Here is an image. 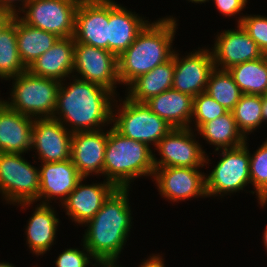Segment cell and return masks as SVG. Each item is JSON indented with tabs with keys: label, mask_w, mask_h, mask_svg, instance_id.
<instances>
[{
	"label": "cell",
	"mask_w": 267,
	"mask_h": 267,
	"mask_svg": "<svg viewBox=\"0 0 267 267\" xmlns=\"http://www.w3.org/2000/svg\"><path fill=\"white\" fill-rule=\"evenodd\" d=\"M0 267H14V265L8 262H0Z\"/></svg>",
	"instance_id": "obj_43"
},
{
	"label": "cell",
	"mask_w": 267,
	"mask_h": 267,
	"mask_svg": "<svg viewBox=\"0 0 267 267\" xmlns=\"http://www.w3.org/2000/svg\"><path fill=\"white\" fill-rule=\"evenodd\" d=\"M41 166L38 168L40 169L39 200L43 199L41 204H49L51 199L57 200L58 198L62 204L83 179L71 159L41 163Z\"/></svg>",
	"instance_id": "obj_18"
},
{
	"label": "cell",
	"mask_w": 267,
	"mask_h": 267,
	"mask_svg": "<svg viewBox=\"0 0 267 267\" xmlns=\"http://www.w3.org/2000/svg\"><path fill=\"white\" fill-rule=\"evenodd\" d=\"M83 178L62 203L66 215L79 225L86 224L102 208L104 201L116 189L109 181L83 185Z\"/></svg>",
	"instance_id": "obj_19"
},
{
	"label": "cell",
	"mask_w": 267,
	"mask_h": 267,
	"mask_svg": "<svg viewBox=\"0 0 267 267\" xmlns=\"http://www.w3.org/2000/svg\"><path fill=\"white\" fill-rule=\"evenodd\" d=\"M21 155L0 152V193L8 203L25 209L39 201L40 177L39 169Z\"/></svg>",
	"instance_id": "obj_7"
},
{
	"label": "cell",
	"mask_w": 267,
	"mask_h": 267,
	"mask_svg": "<svg viewBox=\"0 0 267 267\" xmlns=\"http://www.w3.org/2000/svg\"><path fill=\"white\" fill-rule=\"evenodd\" d=\"M109 0H81L75 16V43L108 50Z\"/></svg>",
	"instance_id": "obj_14"
},
{
	"label": "cell",
	"mask_w": 267,
	"mask_h": 267,
	"mask_svg": "<svg viewBox=\"0 0 267 267\" xmlns=\"http://www.w3.org/2000/svg\"><path fill=\"white\" fill-rule=\"evenodd\" d=\"M16 38V16L0 33V78L9 80L25 72Z\"/></svg>",
	"instance_id": "obj_29"
},
{
	"label": "cell",
	"mask_w": 267,
	"mask_h": 267,
	"mask_svg": "<svg viewBox=\"0 0 267 267\" xmlns=\"http://www.w3.org/2000/svg\"><path fill=\"white\" fill-rule=\"evenodd\" d=\"M74 45L73 37L59 38L48 51L33 61L27 70L35 76L64 81L73 73Z\"/></svg>",
	"instance_id": "obj_22"
},
{
	"label": "cell",
	"mask_w": 267,
	"mask_h": 267,
	"mask_svg": "<svg viewBox=\"0 0 267 267\" xmlns=\"http://www.w3.org/2000/svg\"><path fill=\"white\" fill-rule=\"evenodd\" d=\"M17 1H21L22 4H20V6L22 5V7L19 6V8H15L17 7L15 5V2L17 3ZM29 0H0V8L3 10H6L10 13H12L14 16H17L18 14H21V11L24 9V7L26 6L27 2ZM14 3V4H13ZM18 12H17V11Z\"/></svg>",
	"instance_id": "obj_37"
},
{
	"label": "cell",
	"mask_w": 267,
	"mask_h": 267,
	"mask_svg": "<svg viewBox=\"0 0 267 267\" xmlns=\"http://www.w3.org/2000/svg\"><path fill=\"white\" fill-rule=\"evenodd\" d=\"M10 79L15 81L11 101H4L9 108L34 119L53 117L61 82L35 76L28 70Z\"/></svg>",
	"instance_id": "obj_5"
},
{
	"label": "cell",
	"mask_w": 267,
	"mask_h": 267,
	"mask_svg": "<svg viewBox=\"0 0 267 267\" xmlns=\"http://www.w3.org/2000/svg\"><path fill=\"white\" fill-rule=\"evenodd\" d=\"M71 76L74 82L69 85L61 82L52 118L65 127L71 125V133L100 130L105 123L112 124V106L114 101L118 102L115 94L101 85Z\"/></svg>",
	"instance_id": "obj_1"
},
{
	"label": "cell",
	"mask_w": 267,
	"mask_h": 267,
	"mask_svg": "<svg viewBox=\"0 0 267 267\" xmlns=\"http://www.w3.org/2000/svg\"><path fill=\"white\" fill-rule=\"evenodd\" d=\"M17 47L23 64H30L48 51L60 38L56 34L34 28L24 23L16 16Z\"/></svg>",
	"instance_id": "obj_26"
},
{
	"label": "cell",
	"mask_w": 267,
	"mask_h": 267,
	"mask_svg": "<svg viewBox=\"0 0 267 267\" xmlns=\"http://www.w3.org/2000/svg\"><path fill=\"white\" fill-rule=\"evenodd\" d=\"M205 92L227 111L233 110L242 95L229 71L217 68L212 71Z\"/></svg>",
	"instance_id": "obj_30"
},
{
	"label": "cell",
	"mask_w": 267,
	"mask_h": 267,
	"mask_svg": "<svg viewBox=\"0 0 267 267\" xmlns=\"http://www.w3.org/2000/svg\"><path fill=\"white\" fill-rule=\"evenodd\" d=\"M14 15L0 8V33L13 20Z\"/></svg>",
	"instance_id": "obj_39"
},
{
	"label": "cell",
	"mask_w": 267,
	"mask_h": 267,
	"mask_svg": "<svg viewBox=\"0 0 267 267\" xmlns=\"http://www.w3.org/2000/svg\"><path fill=\"white\" fill-rule=\"evenodd\" d=\"M189 2H192V3H206L207 1L209 2V0H188Z\"/></svg>",
	"instance_id": "obj_44"
},
{
	"label": "cell",
	"mask_w": 267,
	"mask_h": 267,
	"mask_svg": "<svg viewBox=\"0 0 267 267\" xmlns=\"http://www.w3.org/2000/svg\"><path fill=\"white\" fill-rule=\"evenodd\" d=\"M263 241H264V246L267 250V227L266 229L264 230V234H263Z\"/></svg>",
	"instance_id": "obj_42"
},
{
	"label": "cell",
	"mask_w": 267,
	"mask_h": 267,
	"mask_svg": "<svg viewBox=\"0 0 267 267\" xmlns=\"http://www.w3.org/2000/svg\"><path fill=\"white\" fill-rule=\"evenodd\" d=\"M72 133L54 118H35L31 148L37 150L41 163L70 159Z\"/></svg>",
	"instance_id": "obj_15"
},
{
	"label": "cell",
	"mask_w": 267,
	"mask_h": 267,
	"mask_svg": "<svg viewBox=\"0 0 267 267\" xmlns=\"http://www.w3.org/2000/svg\"><path fill=\"white\" fill-rule=\"evenodd\" d=\"M150 110L164 119L173 129L190 128L193 97L173 88L151 97L145 102Z\"/></svg>",
	"instance_id": "obj_23"
},
{
	"label": "cell",
	"mask_w": 267,
	"mask_h": 267,
	"mask_svg": "<svg viewBox=\"0 0 267 267\" xmlns=\"http://www.w3.org/2000/svg\"><path fill=\"white\" fill-rule=\"evenodd\" d=\"M34 118L0 106V152L21 153L30 151Z\"/></svg>",
	"instance_id": "obj_21"
},
{
	"label": "cell",
	"mask_w": 267,
	"mask_h": 267,
	"mask_svg": "<svg viewBox=\"0 0 267 267\" xmlns=\"http://www.w3.org/2000/svg\"><path fill=\"white\" fill-rule=\"evenodd\" d=\"M176 22L173 17L149 22L137 35L136 40L117 57L118 78L121 84L129 86L139 76L172 58Z\"/></svg>",
	"instance_id": "obj_3"
},
{
	"label": "cell",
	"mask_w": 267,
	"mask_h": 267,
	"mask_svg": "<svg viewBox=\"0 0 267 267\" xmlns=\"http://www.w3.org/2000/svg\"><path fill=\"white\" fill-rule=\"evenodd\" d=\"M148 23L135 12L109 0L108 51L119 57Z\"/></svg>",
	"instance_id": "obj_20"
},
{
	"label": "cell",
	"mask_w": 267,
	"mask_h": 267,
	"mask_svg": "<svg viewBox=\"0 0 267 267\" xmlns=\"http://www.w3.org/2000/svg\"><path fill=\"white\" fill-rule=\"evenodd\" d=\"M4 103V100L0 99V106Z\"/></svg>",
	"instance_id": "obj_45"
},
{
	"label": "cell",
	"mask_w": 267,
	"mask_h": 267,
	"mask_svg": "<svg viewBox=\"0 0 267 267\" xmlns=\"http://www.w3.org/2000/svg\"><path fill=\"white\" fill-rule=\"evenodd\" d=\"M174 70L175 51L170 60L135 79L128 86L126 96L132 101L145 103L151 97L171 89Z\"/></svg>",
	"instance_id": "obj_25"
},
{
	"label": "cell",
	"mask_w": 267,
	"mask_h": 267,
	"mask_svg": "<svg viewBox=\"0 0 267 267\" xmlns=\"http://www.w3.org/2000/svg\"><path fill=\"white\" fill-rule=\"evenodd\" d=\"M50 204H37L34 213L29 218L25 234L28 247L35 255H44L50 250L56 239L59 219Z\"/></svg>",
	"instance_id": "obj_24"
},
{
	"label": "cell",
	"mask_w": 267,
	"mask_h": 267,
	"mask_svg": "<svg viewBox=\"0 0 267 267\" xmlns=\"http://www.w3.org/2000/svg\"><path fill=\"white\" fill-rule=\"evenodd\" d=\"M238 130L247 138L262 124V95L242 94L231 111Z\"/></svg>",
	"instance_id": "obj_31"
},
{
	"label": "cell",
	"mask_w": 267,
	"mask_h": 267,
	"mask_svg": "<svg viewBox=\"0 0 267 267\" xmlns=\"http://www.w3.org/2000/svg\"><path fill=\"white\" fill-rule=\"evenodd\" d=\"M74 72L79 79L101 85L114 94L118 78L117 57L110 51L83 43L74 45ZM82 76V77H81ZM81 77V78H80Z\"/></svg>",
	"instance_id": "obj_11"
},
{
	"label": "cell",
	"mask_w": 267,
	"mask_h": 267,
	"mask_svg": "<svg viewBox=\"0 0 267 267\" xmlns=\"http://www.w3.org/2000/svg\"><path fill=\"white\" fill-rule=\"evenodd\" d=\"M72 133L70 159L83 178L90 174L104 176L105 149L108 130Z\"/></svg>",
	"instance_id": "obj_17"
},
{
	"label": "cell",
	"mask_w": 267,
	"mask_h": 267,
	"mask_svg": "<svg viewBox=\"0 0 267 267\" xmlns=\"http://www.w3.org/2000/svg\"><path fill=\"white\" fill-rule=\"evenodd\" d=\"M118 109L112 110V125L122 135L148 146H157L158 142L173 128L145 103L130 100L127 96ZM122 105V106H121ZM118 110V111H117ZM118 113H117V112Z\"/></svg>",
	"instance_id": "obj_6"
},
{
	"label": "cell",
	"mask_w": 267,
	"mask_h": 267,
	"mask_svg": "<svg viewBox=\"0 0 267 267\" xmlns=\"http://www.w3.org/2000/svg\"><path fill=\"white\" fill-rule=\"evenodd\" d=\"M151 146L120 134L113 126L108 130L104 176L116 188H130L132 180L154 175Z\"/></svg>",
	"instance_id": "obj_4"
},
{
	"label": "cell",
	"mask_w": 267,
	"mask_h": 267,
	"mask_svg": "<svg viewBox=\"0 0 267 267\" xmlns=\"http://www.w3.org/2000/svg\"><path fill=\"white\" fill-rule=\"evenodd\" d=\"M162 256L153 254L147 260H144L139 267H165Z\"/></svg>",
	"instance_id": "obj_38"
},
{
	"label": "cell",
	"mask_w": 267,
	"mask_h": 267,
	"mask_svg": "<svg viewBox=\"0 0 267 267\" xmlns=\"http://www.w3.org/2000/svg\"><path fill=\"white\" fill-rule=\"evenodd\" d=\"M249 173L257 200L263 207L267 203V140L251 155L249 151Z\"/></svg>",
	"instance_id": "obj_32"
},
{
	"label": "cell",
	"mask_w": 267,
	"mask_h": 267,
	"mask_svg": "<svg viewBox=\"0 0 267 267\" xmlns=\"http://www.w3.org/2000/svg\"><path fill=\"white\" fill-rule=\"evenodd\" d=\"M192 130V127L174 128L166 134L155 148L161 159L157 160L153 154L154 167L200 168L206 166L209 163L208 156L206 157L207 154L202 149V145L194 139L197 134L194 135Z\"/></svg>",
	"instance_id": "obj_10"
},
{
	"label": "cell",
	"mask_w": 267,
	"mask_h": 267,
	"mask_svg": "<svg viewBox=\"0 0 267 267\" xmlns=\"http://www.w3.org/2000/svg\"><path fill=\"white\" fill-rule=\"evenodd\" d=\"M180 58L175 51V70L172 88L193 98L206 91L207 83L215 68L209 49H200Z\"/></svg>",
	"instance_id": "obj_12"
},
{
	"label": "cell",
	"mask_w": 267,
	"mask_h": 267,
	"mask_svg": "<svg viewBox=\"0 0 267 267\" xmlns=\"http://www.w3.org/2000/svg\"><path fill=\"white\" fill-rule=\"evenodd\" d=\"M81 0H29L19 18L27 25L56 34L73 37L75 16Z\"/></svg>",
	"instance_id": "obj_9"
},
{
	"label": "cell",
	"mask_w": 267,
	"mask_h": 267,
	"mask_svg": "<svg viewBox=\"0 0 267 267\" xmlns=\"http://www.w3.org/2000/svg\"><path fill=\"white\" fill-rule=\"evenodd\" d=\"M220 150L223 157L212 172L205 175L207 197L236 193L251 183L247 142L235 148Z\"/></svg>",
	"instance_id": "obj_8"
},
{
	"label": "cell",
	"mask_w": 267,
	"mask_h": 267,
	"mask_svg": "<svg viewBox=\"0 0 267 267\" xmlns=\"http://www.w3.org/2000/svg\"><path fill=\"white\" fill-rule=\"evenodd\" d=\"M262 122L267 121V98L262 96Z\"/></svg>",
	"instance_id": "obj_41"
},
{
	"label": "cell",
	"mask_w": 267,
	"mask_h": 267,
	"mask_svg": "<svg viewBox=\"0 0 267 267\" xmlns=\"http://www.w3.org/2000/svg\"><path fill=\"white\" fill-rule=\"evenodd\" d=\"M228 111L215 101L207 92H202L193 98V115L191 122L195 121L198 130L205 123L212 121ZM195 118V120H193Z\"/></svg>",
	"instance_id": "obj_33"
},
{
	"label": "cell",
	"mask_w": 267,
	"mask_h": 267,
	"mask_svg": "<svg viewBox=\"0 0 267 267\" xmlns=\"http://www.w3.org/2000/svg\"><path fill=\"white\" fill-rule=\"evenodd\" d=\"M129 188H116L90 219L83 242L95 260H118L130 233Z\"/></svg>",
	"instance_id": "obj_2"
},
{
	"label": "cell",
	"mask_w": 267,
	"mask_h": 267,
	"mask_svg": "<svg viewBox=\"0 0 267 267\" xmlns=\"http://www.w3.org/2000/svg\"><path fill=\"white\" fill-rule=\"evenodd\" d=\"M197 131L204 140L216 147L215 151L235 148L247 141V138L238 130L231 111L205 123Z\"/></svg>",
	"instance_id": "obj_27"
},
{
	"label": "cell",
	"mask_w": 267,
	"mask_h": 267,
	"mask_svg": "<svg viewBox=\"0 0 267 267\" xmlns=\"http://www.w3.org/2000/svg\"><path fill=\"white\" fill-rule=\"evenodd\" d=\"M238 24L256 42L263 54L267 55V17L248 14L240 16Z\"/></svg>",
	"instance_id": "obj_34"
},
{
	"label": "cell",
	"mask_w": 267,
	"mask_h": 267,
	"mask_svg": "<svg viewBox=\"0 0 267 267\" xmlns=\"http://www.w3.org/2000/svg\"><path fill=\"white\" fill-rule=\"evenodd\" d=\"M242 94L264 96L267 92V55L228 69Z\"/></svg>",
	"instance_id": "obj_28"
},
{
	"label": "cell",
	"mask_w": 267,
	"mask_h": 267,
	"mask_svg": "<svg viewBox=\"0 0 267 267\" xmlns=\"http://www.w3.org/2000/svg\"><path fill=\"white\" fill-rule=\"evenodd\" d=\"M211 53L215 68L228 70L230 67L264 56L256 42L238 24L237 30H224L216 36ZM220 66V68H219Z\"/></svg>",
	"instance_id": "obj_16"
},
{
	"label": "cell",
	"mask_w": 267,
	"mask_h": 267,
	"mask_svg": "<svg viewBox=\"0 0 267 267\" xmlns=\"http://www.w3.org/2000/svg\"><path fill=\"white\" fill-rule=\"evenodd\" d=\"M199 168L163 167L155 168L154 181L162 197L172 202L192 197H207L205 174Z\"/></svg>",
	"instance_id": "obj_13"
},
{
	"label": "cell",
	"mask_w": 267,
	"mask_h": 267,
	"mask_svg": "<svg viewBox=\"0 0 267 267\" xmlns=\"http://www.w3.org/2000/svg\"><path fill=\"white\" fill-rule=\"evenodd\" d=\"M116 262L117 260H95V264H93L92 266L97 267L98 265H100L101 267H119V265L116 266L117 265Z\"/></svg>",
	"instance_id": "obj_40"
},
{
	"label": "cell",
	"mask_w": 267,
	"mask_h": 267,
	"mask_svg": "<svg viewBox=\"0 0 267 267\" xmlns=\"http://www.w3.org/2000/svg\"><path fill=\"white\" fill-rule=\"evenodd\" d=\"M83 250L67 248L59 254L55 261L56 267H86L91 263L90 258L95 260L83 243ZM86 250V252H84Z\"/></svg>",
	"instance_id": "obj_35"
},
{
	"label": "cell",
	"mask_w": 267,
	"mask_h": 267,
	"mask_svg": "<svg viewBox=\"0 0 267 267\" xmlns=\"http://www.w3.org/2000/svg\"><path fill=\"white\" fill-rule=\"evenodd\" d=\"M218 11L225 16L231 17L241 13L247 4V0H213Z\"/></svg>",
	"instance_id": "obj_36"
}]
</instances>
